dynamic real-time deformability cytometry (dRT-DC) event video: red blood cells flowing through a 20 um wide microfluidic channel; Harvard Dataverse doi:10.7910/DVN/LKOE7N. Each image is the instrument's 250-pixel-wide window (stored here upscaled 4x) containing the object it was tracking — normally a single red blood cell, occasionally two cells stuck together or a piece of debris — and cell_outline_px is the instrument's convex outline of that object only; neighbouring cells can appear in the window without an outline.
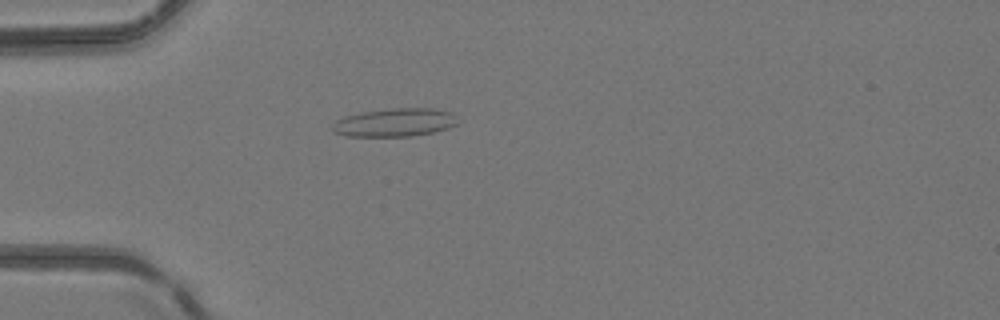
{"species": "common noctule bat (a hibernating species)", "species_latin": "Nyctalus noctula", "temperature_condition": "room temperature", "stored_images_in_passage": 50, "camera_frame_rate_fps": 3000, "um_per_image_px": 0.085, "animal": {"sex": "female", "body_mass_g": 24.6, "forearm_length_mm": 56.2}, "frame": {"image": 1, "passage_image": 15, "time_ms": 4.667, "image_size_px": [1000, 320], "cell_outline_px": [[456, 124], [448, 128], [436, 132], [408, 136], [344, 136], [332, 132], [328, 128], [336, 120], [344, 116], [360, 112], [392, 108], [436, 108], [452, 112]], "centroid_in_image_um": [33.48, 10.41], "position_along_channel_um": 51.5, "area_um2": 20.87}}
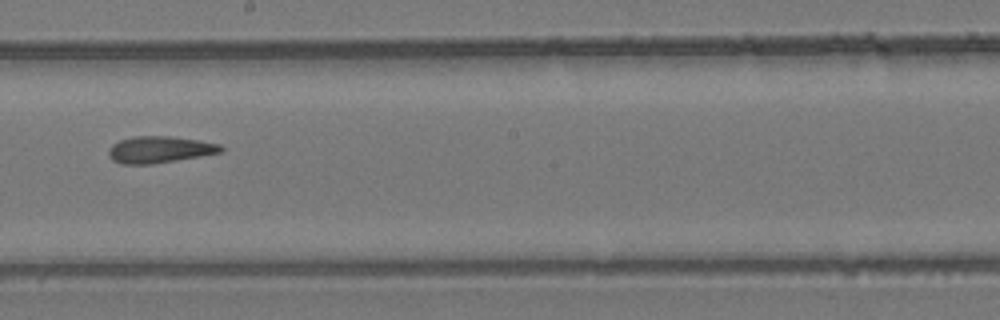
{"frame": {"image": 2, "passage_image": 29, "time_ms": 9.333, "image_size_px": [1000, 320], "cell_outline_px": [[224, 148], [220, 152], [200, 156], [152, 164], [120, 164], [112, 160], [108, 156], [108, 148], [112, 144], [120, 140], [132, 136], [168, 136], [196, 140], [220, 144]], "centroid_in_image_um": [13.5, 12.71], "position_along_channel_um": 234.7, "area_um2": 17.4}}
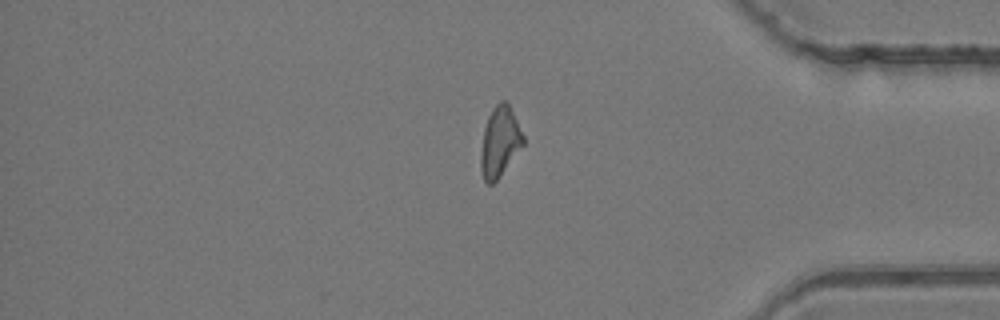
{"frame": {"image": 3, "passage_image": 42, "time_ms": 13.667, "image_size_px": [1000, 320], "cell_outline_px": [[524, 144], [496, 180], [492, 184], [488, 184], [484, 180], [480, 168], [480, 156], [484, 128], [488, 116], [492, 108], [500, 100], [508, 100], [524, 136]], "centroid_in_image_um": [42.48, 12.0], "position_along_channel_um": 392.7, "area_um2": 17.34}, "authors_computed_cell_mechanics": {"area_um2": 17.629, "velocity_mm_per_s": 4.2003, "shape_relaxation_time_tau1_ms": null, "shape_relaxation_time_tau2_ms": 4.0326, "deformation_change_tau1": null, "deformation_change_tau2": 0.1408}}